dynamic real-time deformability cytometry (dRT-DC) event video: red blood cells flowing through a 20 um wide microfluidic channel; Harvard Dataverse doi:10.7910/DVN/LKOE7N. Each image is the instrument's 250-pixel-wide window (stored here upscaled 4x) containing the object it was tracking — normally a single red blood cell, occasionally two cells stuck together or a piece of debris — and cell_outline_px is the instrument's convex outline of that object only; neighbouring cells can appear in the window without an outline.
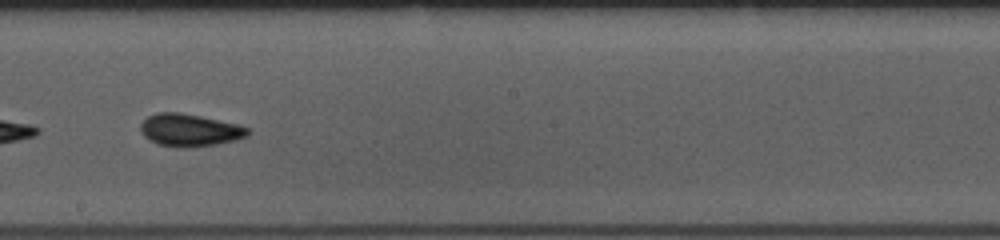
{"species": "common noctule bat (a hibernating species)", "species_latin": "Nyctalus noctula", "temperature_condition": "room temperature", "stored_images_in_passage": 41, "camera_frame_rate_fps": 3000, "um_per_image_px": 0.085, "animal": {"sex": "female", "body_mass_g": 10.0, "forearm_length_mm": 53.1}, "frame": {"image": 1, "passage_image": 18, "time_ms": 5.667, "image_size_px": [1000, 240], "cell_outline_px": [[248, 136], [236, 140], [216, 144], [184, 148], [176, 148], [156, 144], [148, 140], [140, 132], [140, 124], [148, 116], [156, 112], [180, 112], [200, 116], [236, 124], [248, 128]], "centroid_in_image_um": [16.06, 11.07], "position_along_channel_um": 232.1, "area_um2": 20.4}}
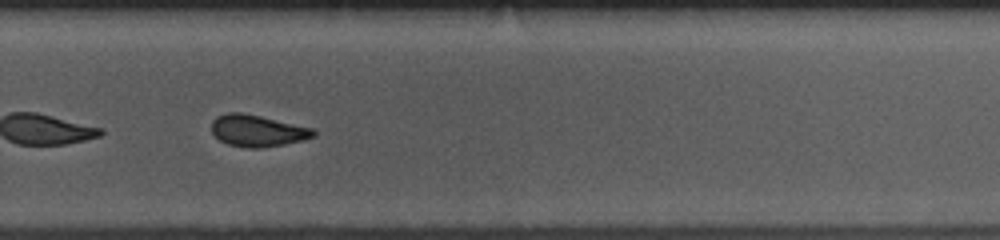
{"frame": {"image": 2, "passage_image": 24, "time_ms": 7.667, "image_size_px": [1000, 240], "cell_outline_px": [[316, 136], [284, 144], [260, 148], [248, 148], [228, 144], [220, 140], [212, 132], [212, 120], [216, 116], [228, 112], [244, 112], [312, 128], [316, 132]], "centroid_in_image_um": [21.86, 11.1], "position_along_channel_um": 307.9, "area_um2": 18.73}, "authors_computed_cell_mechanics": {"area_um2": 19.2474, "velocity_mm_per_s": 3.8104, "shape_relaxation_time_tau1_ms": 2.6746, "shape_relaxation_time_tau2_ms": 2.5825, "deformation_change_tau1": 0.107, "deformation_change_tau2": 0.0959}}